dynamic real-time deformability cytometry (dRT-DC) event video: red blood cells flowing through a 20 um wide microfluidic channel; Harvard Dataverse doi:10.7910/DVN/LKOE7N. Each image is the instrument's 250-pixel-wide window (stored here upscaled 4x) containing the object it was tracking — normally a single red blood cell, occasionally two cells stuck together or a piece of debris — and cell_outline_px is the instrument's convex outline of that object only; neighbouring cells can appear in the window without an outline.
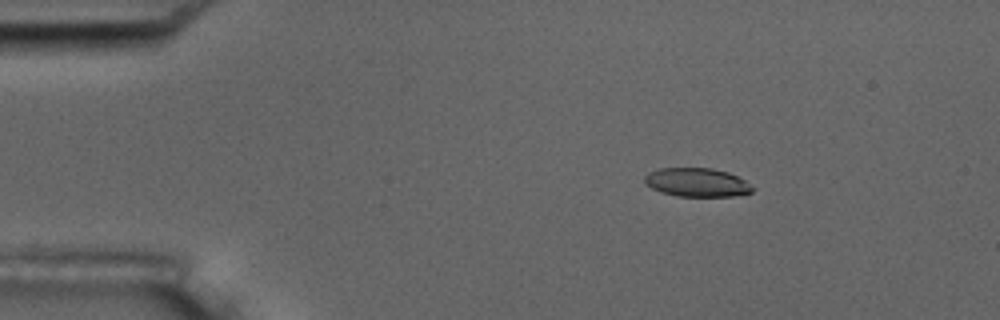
{"species": "common noctule bat (a hibernating species)", "species_latin": "Nyctalus noctula", "temperature_condition": "room temperature", "stored_images_in_passage": 6, "camera_frame_rate_fps": 3000, "um_per_image_px": 0.085, "animal": {"sex": "male", "body_mass_g": 17.5, "forearm_length_mm": 52.3}, "frame": {"image": 1, "passage_image": 2, "time_ms": 1.333, "image_size_px": [1000, 320], "cell_outline_px": [[756, 188], [752, 192], [732, 196], [676, 196], [660, 192], [644, 184], [644, 176], [648, 172], [660, 168], [712, 168], [728, 172], [744, 180]], "centroid_in_image_um": [59.21, 15.5], "position_along_channel_um": 25.8, "area_um2": 18.15}}
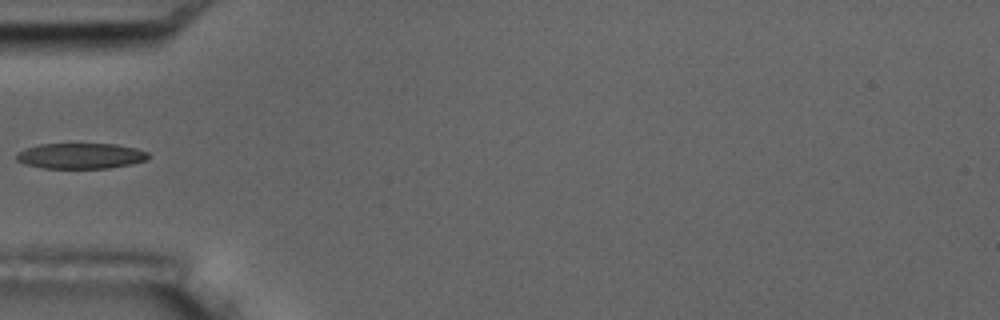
{"frame": {"image": 2, "passage_image": 5, "time_ms": 4.667, "image_size_px": [1000, 320], "cell_outline_px": [[148, 160], [132, 164], [108, 168], [44, 168], [24, 164], [16, 160], [16, 152], [40, 144], [116, 144], [136, 148], [148, 152]], "centroid_in_image_um": [6.87, 13.25], "position_along_channel_um": 78.1, "area_um2": 19.71}}